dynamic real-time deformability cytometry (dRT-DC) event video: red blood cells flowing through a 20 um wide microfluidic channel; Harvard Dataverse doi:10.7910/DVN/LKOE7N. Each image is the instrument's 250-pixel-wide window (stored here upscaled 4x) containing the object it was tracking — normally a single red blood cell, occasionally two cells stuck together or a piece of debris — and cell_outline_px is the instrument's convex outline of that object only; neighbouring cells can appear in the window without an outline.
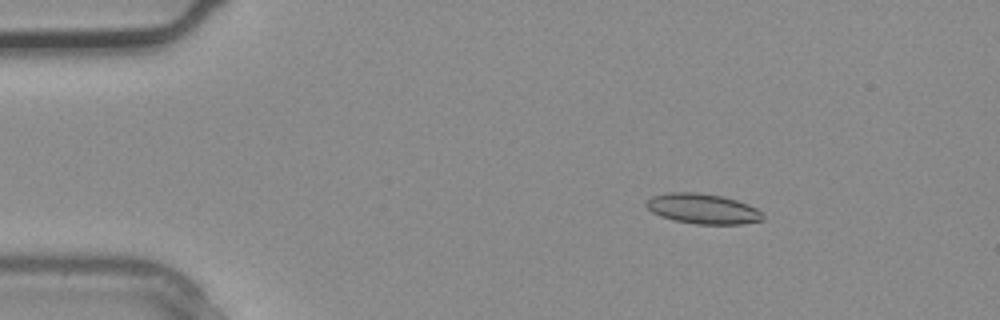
{"species": "common noctule bat (a hibernating species)", "species_latin": "Nyctalus noctula", "temperature_condition": "warm", "stored_images_in_passage": 3, "camera_frame_rate_fps": 3000, "um_per_image_px": 0.085, "animal": {"sex": "male", "body_mass_g": 20.4}, "frame": {"image": 1, "passage_image": 2, "time_ms": 0.333, "image_size_px": [1000, 320], "cell_outline_px": [[764, 220], [740, 224], [696, 224], [672, 220], [660, 216], [652, 212], [644, 204], [652, 196], [668, 192], [696, 192], [720, 196], [736, 200], [748, 204], [756, 208], [764, 216]], "centroid_in_image_um": [59.72, 17.75], "position_along_channel_um": 25.3, "area_um2": 20.46}}